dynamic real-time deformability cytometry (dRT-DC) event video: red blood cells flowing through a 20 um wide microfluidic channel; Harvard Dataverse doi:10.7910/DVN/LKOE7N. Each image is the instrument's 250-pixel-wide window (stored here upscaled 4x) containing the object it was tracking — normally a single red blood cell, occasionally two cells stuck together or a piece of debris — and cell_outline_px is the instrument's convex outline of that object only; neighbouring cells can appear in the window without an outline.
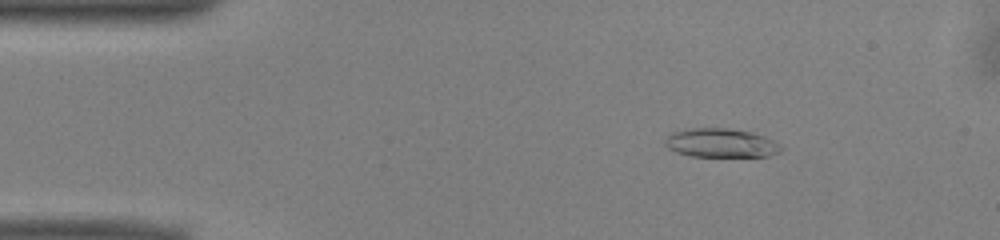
{"species": "common noctule bat (a hibernating species)", "species_latin": "Nyctalus noctula", "temperature_condition": "warm", "stored_images_in_passage": 52, "camera_frame_rate_fps": 3000, "um_per_image_px": 0.085, "animal": {"sex": "male", "body_mass_g": 13.0, "forearm_length_mm": 53.1}, "frame": {"image": 1, "passage_image": 8, "time_ms": 2.333, "image_size_px": [1000, 240], "cell_outline_px": [[784, 148], [780, 152], [768, 156], [688, 156], [676, 152], [668, 148], [664, 144], [664, 140], [672, 132], [692, 128], [728, 128], [752, 132], [776, 140]], "centroid_in_image_um": [61.31, 12.15], "position_along_channel_um": 23.7, "area_um2": 19.71}}
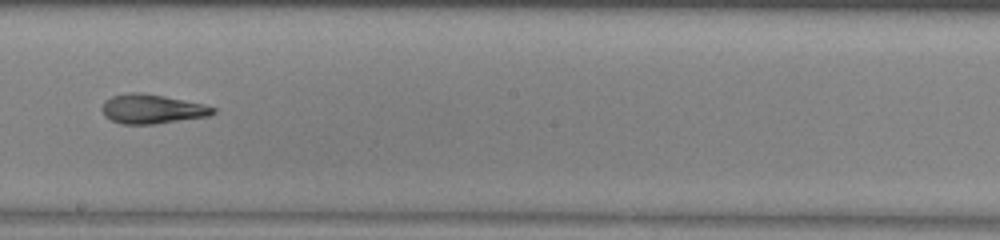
{"frame": {"image": 2, "passage_image": 29, "time_ms": 9.333, "image_size_px": [1000, 240], "cell_outline_px": [[216, 112], [208, 116], [152, 124], [124, 124], [112, 120], [104, 116], [100, 108], [104, 100], [112, 96], [128, 92], [140, 92], [164, 96], [204, 104], [216, 108]], "centroid_in_image_um": [12.88, 9.25], "position_along_channel_um": 235.3, "area_um2": 18.96}}
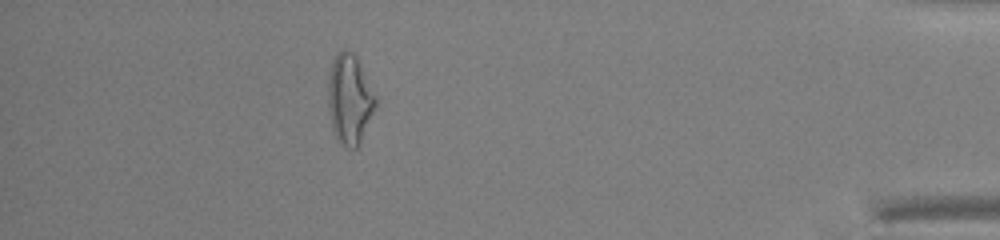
{"frame": {"image": 3, "passage_image": 46, "time_ms": 15.0, "image_size_px": [1000, 240], "cell_outline_px": [[376, 104], [360, 140], [356, 148], [348, 148], [336, 140], [332, 128], [328, 108], [328, 72], [332, 60], [336, 52], [344, 48], [352, 52], [356, 56], [376, 96]], "centroid_in_image_um": [29.67, 8.38], "position_along_channel_um": 405.5, "area_um2": 24.74}, "authors_computed_cell_mechanics": {"area_um2": 19.9699, "velocity_mm_per_s": 3.9832, "shape_relaxation_time_tau1_ms": 6.5501, "shape_relaxation_time_tau2_ms": 3.6923, "deformation_change_tau1": 0.2109, "deformation_change_tau2": 0.1457}}